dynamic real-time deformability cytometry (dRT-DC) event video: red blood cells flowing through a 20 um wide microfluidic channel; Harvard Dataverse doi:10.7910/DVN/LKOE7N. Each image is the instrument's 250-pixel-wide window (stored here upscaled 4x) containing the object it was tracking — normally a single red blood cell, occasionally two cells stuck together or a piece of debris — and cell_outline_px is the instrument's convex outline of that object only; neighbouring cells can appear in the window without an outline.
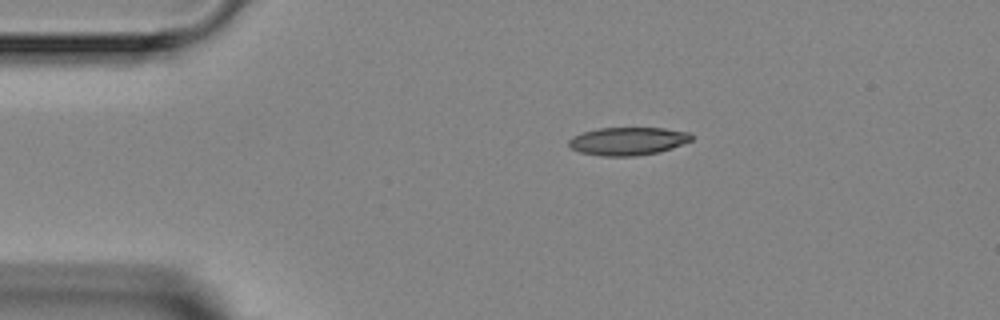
{"species": "Egyptian fruit bat (a non-hibernating species)", "species_latin": "Rousettus aegyptiacus", "temperature_condition": "room temperature", "stored_images_in_passage": 2, "camera_frame_rate_fps": 3000, "um_per_image_px": 0.085, "animal": {"sex": "female"}, "frame": {"image": 1, "passage_image": 1, "time_ms": 0.0, "image_size_px": [1000, 320], "cell_outline_px": [[692, 140], [672, 148], [660, 152], [636, 156], [604, 156], [580, 152], [572, 148], [568, 144], [568, 140], [584, 132], [600, 128], [664, 128], [688, 132], [692, 136]], "centroid_in_image_um": [53.4, 12.0], "position_along_channel_um": 31.6, "area_um2": 19.83}}